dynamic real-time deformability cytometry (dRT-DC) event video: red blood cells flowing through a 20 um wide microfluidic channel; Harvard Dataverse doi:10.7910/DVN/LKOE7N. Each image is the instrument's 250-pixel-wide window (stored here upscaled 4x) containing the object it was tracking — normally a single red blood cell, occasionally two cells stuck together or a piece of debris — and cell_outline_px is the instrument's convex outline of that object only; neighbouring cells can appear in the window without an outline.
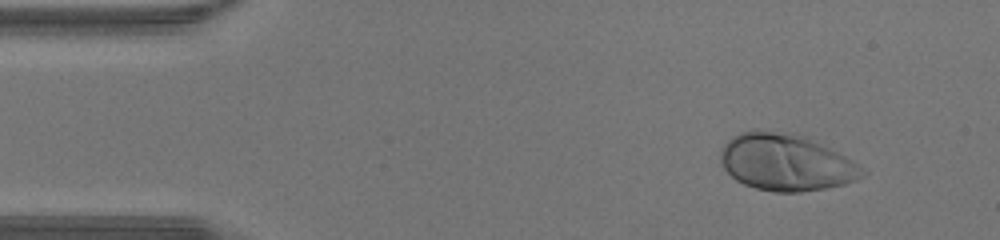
{"species": "human", "species_latin": "Homo sapiens", "temperature_condition": "warm", "stored_images_in_passage": 38, "camera_frame_rate_fps": 3000, "um_per_image_px": 0.085, "donor": {"sex": "male"}, "frame": {"image": 1, "passage_image": 1, "time_ms": 0.0, "image_size_px": [1000, 240], "cell_outline_px": [[868, 172], [864, 176], [856, 180], [844, 184], [824, 188], [800, 192], [776, 192], [756, 188], [744, 184], [736, 180], [720, 164], [720, 148], [732, 136], [740, 132], [772, 132], [804, 136], [852, 160]], "centroid_in_image_um": [66.79, 13.84], "position_along_channel_um": 18.2, "area_um2": 46.12}}
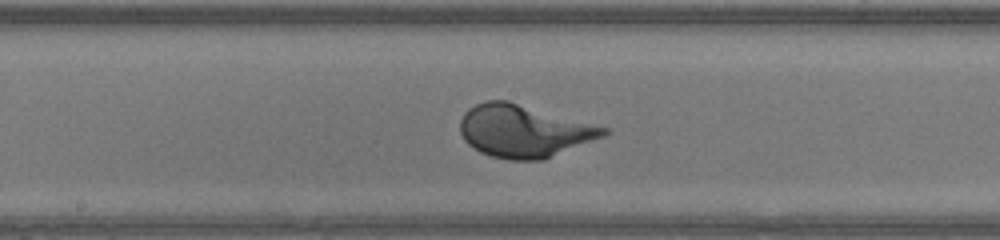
{"frame": {"image": 2, "passage_image": 18, "time_ms": 5.667, "image_size_px": [1000, 240], "cell_outline_px": [[612, 132], [604, 136], [544, 160], [508, 160], [492, 156], [480, 152], [468, 144], [464, 140], [460, 132], [460, 120], [464, 112], [468, 108], [484, 100], [508, 100], [612, 128]], "centroid_in_image_um": [44.56, 11.12], "position_along_channel_um": 203.6, "area_um2": 44.45}}
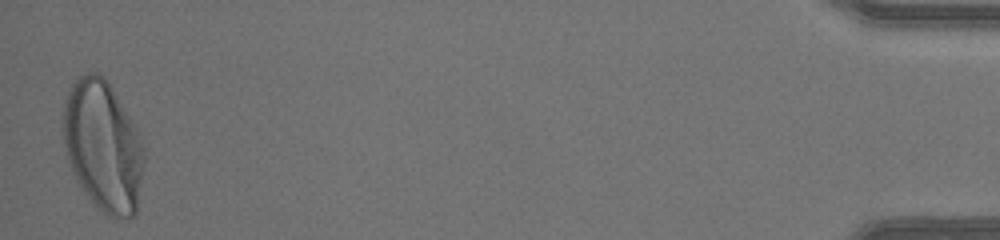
{"frame": {"image": 3, "passage_image": 38, "time_ms": 12.333, "image_size_px": [1000, 240], "cell_outline_px": [[144, 160], [136, 212], [128, 220], [116, 220], [108, 216], [80, 188], [68, 164], [64, 140], [64, 104], [68, 88], [76, 76], [88, 72], [96, 72], [104, 76], [112, 88], [136, 128], [144, 148]], "centroid_in_image_um": [8.74, 12.41], "position_along_channel_um": 426.5, "area_um2": 61.61}}